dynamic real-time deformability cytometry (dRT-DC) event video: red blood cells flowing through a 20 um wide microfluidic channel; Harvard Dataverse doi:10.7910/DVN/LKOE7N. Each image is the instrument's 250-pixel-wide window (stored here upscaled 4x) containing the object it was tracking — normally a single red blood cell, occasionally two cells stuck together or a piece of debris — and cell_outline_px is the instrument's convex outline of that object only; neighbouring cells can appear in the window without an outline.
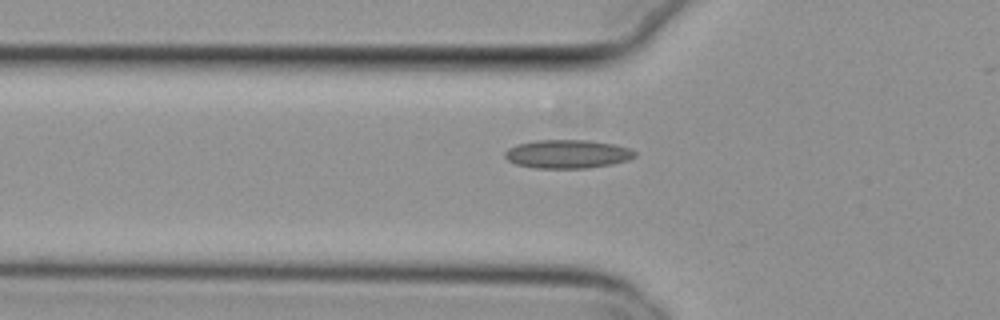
{"species": "common noctule bat (a hibernating species)", "species_latin": "Nyctalus noctula", "temperature_condition": "cold", "stored_images_in_passage": 38, "camera_frame_rate_fps": 3000, "um_per_image_px": 0.085, "animal": {"sex": "female", "body_mass_g": 29.2, "forearm_length_mm": 56.3}, "frame": {"image": 1, "passage_image": 8, "time_ms": 2.333, "image_size_px": [1000, 320], "cell_outline_px": [[636, 156], [628, 160], [612, 164], [584, 168], [536, 168], [516, 164], [508, 160], [504, 156], [504, 152], [508, 148], [516, 144], [536, 140], [588, 140], [616, 144], [628, 148], [636, 152]], "centroid_in_image_um": [48.22, 13.08], "position_along_channel_um": 77.6, "area_um2": 21.68}}
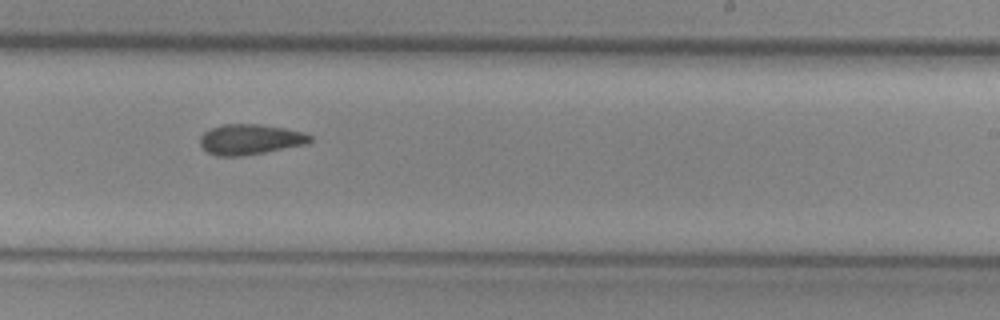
{"frame": {"image": 2, "passage_image": 23, "time_ms": 7.333, "image_size_px": [1000, 320], "cell_outline_px": [[312, 140], [308, 144], [264, 152], [240, 156], [216, 156], [208, 152], [200, 144], [200, 136], [204, 132], [212, 128], [224, 124], [256, 124], [284, 128], [304, 132], [312, 136]], "centroid_in_image_um": [21.28, 11.85], "position_along_channel_um": 267.7, "area_um2": 19.36}}
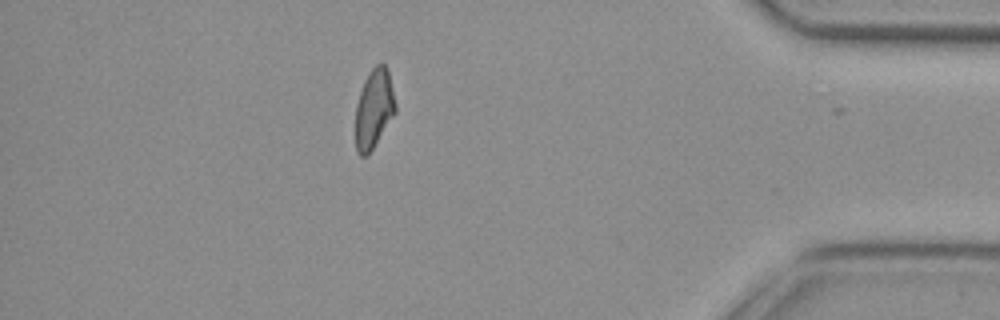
{"frame": {"image": 3, "passage_image": 37, "time_ms": 12.0, "image_size_px": [1000, 320], "cell_outline_px": [[396, 112], [368, 156], [360, 156], [356, 148], [356, 104], [364, 80], [368, 72], [380, 60], [384, 64], [388, 72], [396, 104]], "centroid_in_image_um": [31.79, 9.23], "position_along_channel_um": 403.4, "area_um2": 18.44}, "authors_computed_cell_mechanics": {"area_um2": 19.4208, "velocity_mm_per_s": 3.803, "shape_relaxation_time_tau1_ms": null, "shape_relaxation_time_tau2_ms": 5.3362, "deformation_change_tau1": null, "deformation_change_tau2": 0.1254}}